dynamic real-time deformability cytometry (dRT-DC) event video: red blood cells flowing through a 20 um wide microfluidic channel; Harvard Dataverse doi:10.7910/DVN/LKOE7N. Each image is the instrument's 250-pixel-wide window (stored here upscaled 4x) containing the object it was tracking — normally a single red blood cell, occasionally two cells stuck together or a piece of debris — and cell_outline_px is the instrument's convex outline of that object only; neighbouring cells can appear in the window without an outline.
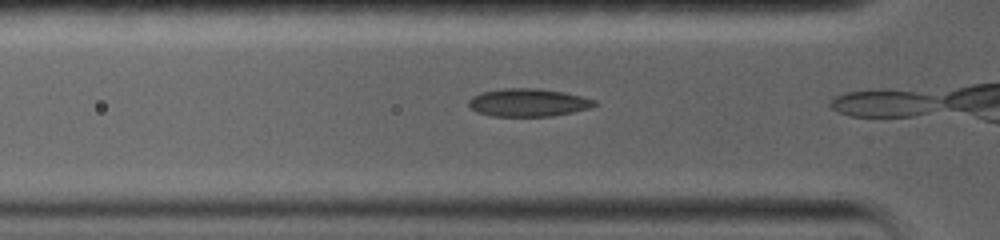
{"species": "common noctule bat (a hibernating species)", "species_latin": "Nyctalus noctula", "temperature_condition": "warm", "stored_images_in_passage": 4, "camera_frame_rate_fps": 5000, "um_per_image_px": 0.085, "animal": {"sex": "female", "body_mass_g": 19.0, "forearm_length_mm": 56.7}, "frame": {"image": 1, "passage_image": 3, "time_ms": 1.0, "image_size_px": [1000, 240], "cell_outline_px": [[596, 104], [592, 108], [552, 116], [492, 116], [476, 112], [468, 104], [468, 100], [472, 96], [480, 92], [504, 88], [540, 88], [564, 92], [596, 100]], "centroid_in_image_um": [44.88, 8.71], "position_along_channel_um": 80.9, "area_um2": 20.58}}